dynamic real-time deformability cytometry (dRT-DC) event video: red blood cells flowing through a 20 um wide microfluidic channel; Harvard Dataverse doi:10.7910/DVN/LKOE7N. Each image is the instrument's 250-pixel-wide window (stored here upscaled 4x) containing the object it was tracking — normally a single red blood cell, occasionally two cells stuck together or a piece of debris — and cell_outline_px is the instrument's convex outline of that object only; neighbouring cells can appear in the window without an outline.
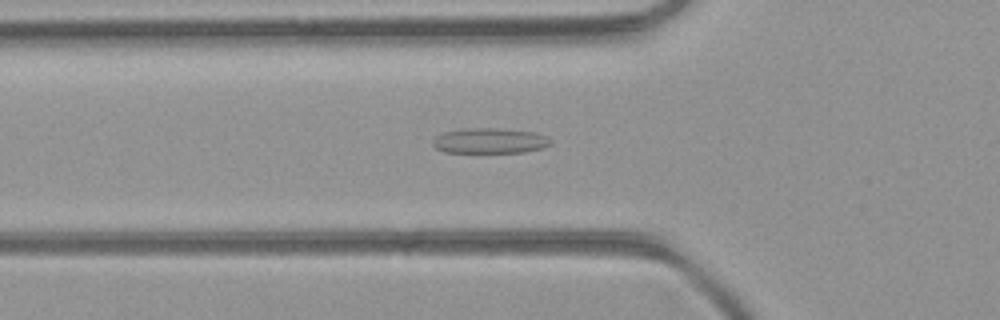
{"species": "common noctule bat (a hibernating species)", "species_latin": "Nyctalus noctula", "temperature_condition": "room temperature", "stored_images_in_passage": 43, "segment_of_instrument_passage": [1, 2], "camera_frame_rate_fps": 3000, "um_per_image_px": 0.085, "animal": {"sex": "female", "body_mass_g": 21.9}, "frame": {"image": 1, "passage_image": 15, "time_ms": 4.667, "image_size_px": [1000, 320], "cell_outline_px": [[552, 144], [544, 148], [524, 152], [444, 152], [436, 148], [432, 144], [432, 140], [436, 136], [444, 132], [468, 128], [496, 128], [536, 132], [552, 140]], "centroid_in_image_um": [41.65, 11.96], "position_along_channel_um": 84.1, "area_um2": 17.4}}
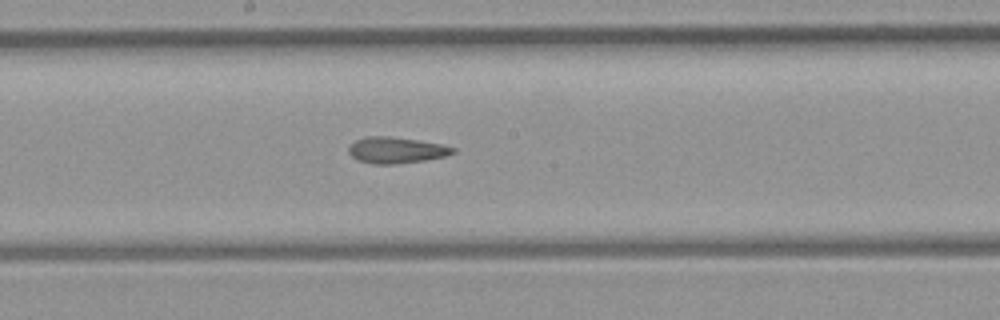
{"frame": {"image": 2, "passage_image": 24, "time_ms": 7.667, "image_size_px": [1000, 320], "cell_outline_px": [[456, 152], [444, 156], [424, 160], [396, 164], [372, 164], [356, 160], [348, 152], [348, 148], [356, 140], [368, 136], [388, 136], [416, 140], [440, 144], [456, 148]], "centroid_in_image_um": [33.65, 12.77], "position_along_channel_um": 214.5, "area_um2": 15.78}}
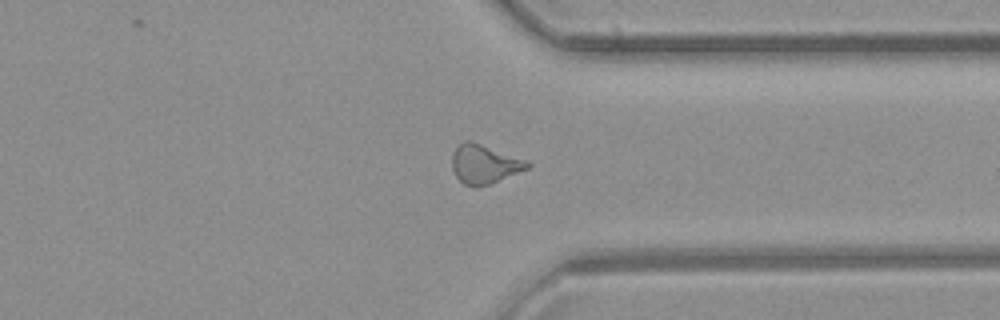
{"frame": {"image": 3, "passage_image": 35, "time_ms": 11.333, "image_size_px": [1000, 320], "cell_outline_px": [[532, 164], [528, 168], [488, 184], [476, 188], [464, 184], [456, 176], [452, 168], [452, 152], [464, 140], [472, 140], [528, 160]], "centroid_in_image_um": [41.16, 13.92], "position_along_channel_um": 370.2, "area_um2": 17.17}}